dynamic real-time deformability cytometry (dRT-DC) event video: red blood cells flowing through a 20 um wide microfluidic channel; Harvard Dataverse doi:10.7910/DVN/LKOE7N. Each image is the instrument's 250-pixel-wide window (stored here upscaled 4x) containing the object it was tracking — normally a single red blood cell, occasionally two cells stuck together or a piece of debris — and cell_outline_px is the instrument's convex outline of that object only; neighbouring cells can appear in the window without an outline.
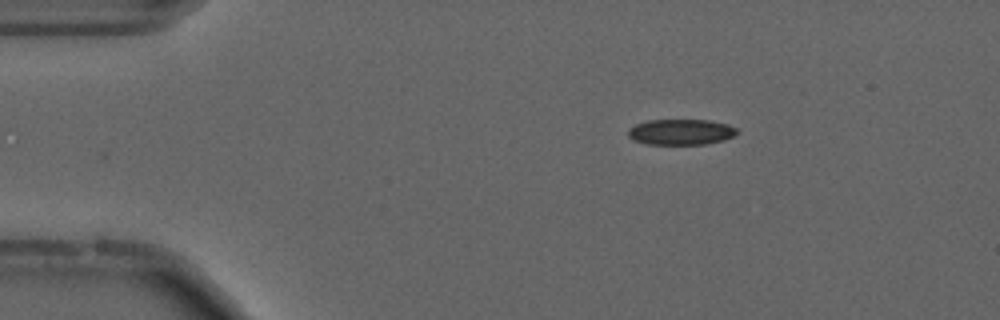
{"species": "common noctule bat (a hibernating species)", "species_latin": "Nyctalus noctula", "temperature_condition": "cold", "stored_images_in_passage": 21, "camera_frame_rate_fps": 3000, "um_per_image_px": 0.085, "animal": {"sex": "male", "forearm_length_mm": 52.5}, "frame": {"image": 1, "passage_image": 6, "time_ms": 1.667, "image_size_px": [1000, 320], "cell_outline_px": [[740, 132], [724, 140], [704, 144], [648, 144], [632, 140], [628, 136], [628, 128], [636, 124], [648, 120], [708, 120], [728, 124], [736, 128]], "centroid_in_image_um": [57.87, 11.21], "position_along_channel_um": 27.1, "area_um2": 16.36}}
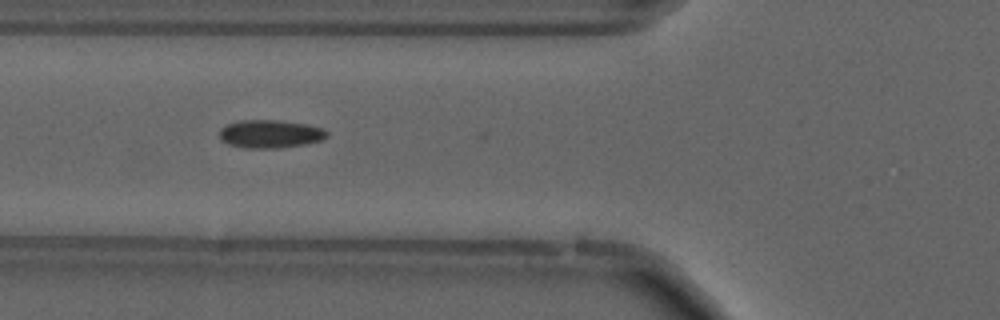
{"frame": {"image": 2, "passage_image": 17, "time_ms": 5.333, "image_size_px": [1000, 320], "cell_outline_px": [[328, 136], [324, 140], [304, 144], [280, 148], [244, 148], [228, 144], [220, 140], [220, 128], [228, 124], [240, 120], [280, 120], [308, 124], [324, 128], [328, 132]], "centroid_in_image_um": [23.0, 11.38], "position_along_channel_um": 102.8, "area_um2": 17.86}}